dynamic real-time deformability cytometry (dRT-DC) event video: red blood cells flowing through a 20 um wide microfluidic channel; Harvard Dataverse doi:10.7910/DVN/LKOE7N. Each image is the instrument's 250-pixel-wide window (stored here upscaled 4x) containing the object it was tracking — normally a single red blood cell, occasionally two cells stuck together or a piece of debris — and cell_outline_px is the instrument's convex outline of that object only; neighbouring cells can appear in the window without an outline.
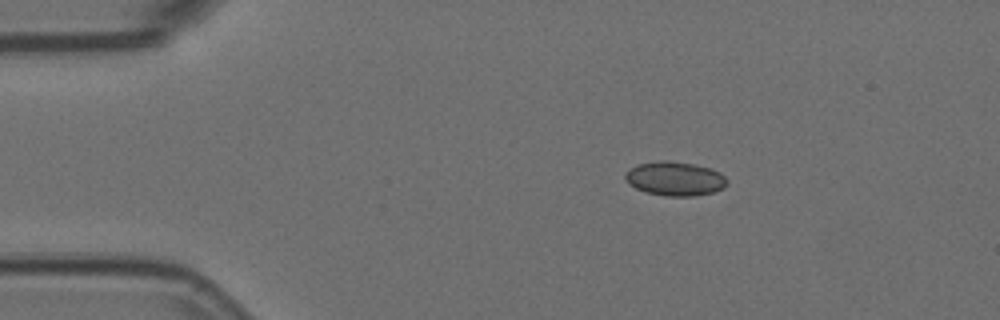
{"species": "Egyptian fruit bat (a non-hibernating species)", "species_latin": "Rousettus aegyptiacus", "temperature_condition": "room temperature", "stored_images_in_passage": 3, "camera_frame_rate_fps": 3000, "um_per_image_px": 0.085, "animal": {"sex": "female"}, "frame": {"image": 1, "passage_image": 1, "time_ms": 0.0, "image_size_px": [1000, 320], "cell_outline_px": [[728, 184], [724, 188], [712, 192], [692, 196], [664, 196], [644, 192], [628, 184], [624, 176], [624, 172], [640, 164], [660, 160], [668, 160], [692, 164], [712, 168], [720, 172], [728, 180]], "centroid_in_image_um": [57.38, 15.19], "position_along_channel_um": 27.6, "area_um2": 20.35}}
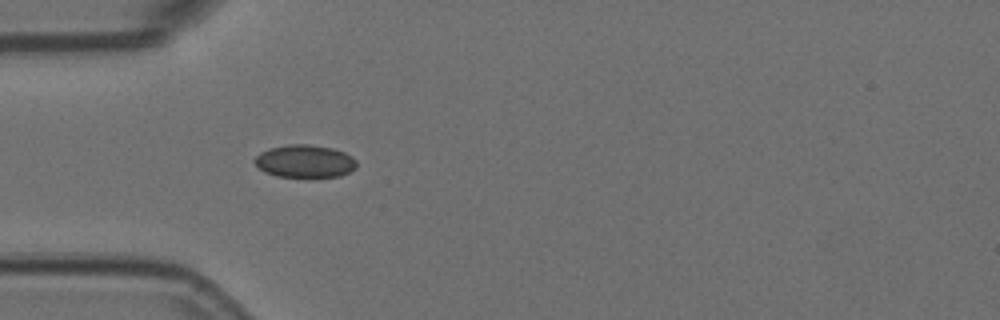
{"frame": {"image": 2, "passage_image": 3, "time_ms": 0.667, "image_size_px": [1000, 320], "cell_outline_px": [[356, 168], [340, 176], [276, 176], [264, 172], [252, 160], [260, 152], [268, 148], [288, 144], [304, 144], [332, 148], [344, 152], [352, 156], [356, 160]], "centroid_in_image_um": [25.89, 13.69], "position_along_channel_um": 59.1, "area_um2": 19.31}}